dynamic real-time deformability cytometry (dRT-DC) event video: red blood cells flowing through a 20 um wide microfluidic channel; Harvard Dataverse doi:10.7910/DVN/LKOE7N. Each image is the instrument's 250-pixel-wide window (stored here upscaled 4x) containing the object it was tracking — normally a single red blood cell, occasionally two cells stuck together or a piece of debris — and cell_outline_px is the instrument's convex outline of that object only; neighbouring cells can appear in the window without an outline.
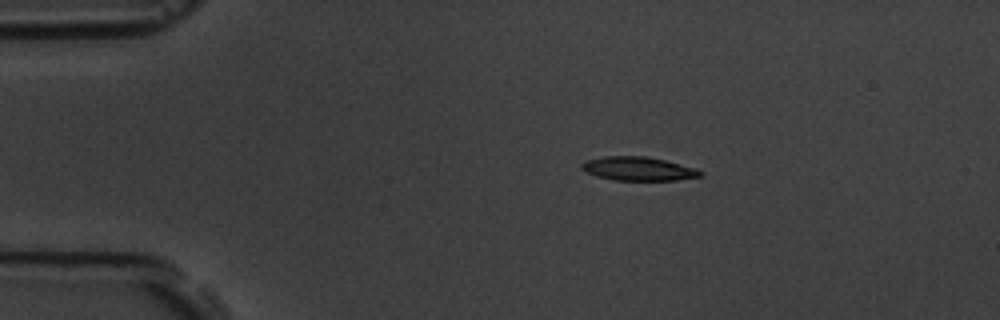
{"species": "common noctule bat (a hibernating species)", "species_latin": "Nyctalus noctula", "temperature_condition": "room temperature", "stored_images_in_passage": 4, "camera_frame_rate_fps": 3000, "um_per_image_px": 0.085, "animal": {"sex": "male", "body_mass_g": 19.5, "forearm_length_mm": 54.6}, "frame": {"image": 1, "passage_image": 2, "time_ms": 1.333, "image_size_px": [1000, 320], "cell_outline_px": [[704, 172], [700, 176], [676, 180], [612, 180], [596, 176], [580, 168], [580, 164], [588, 160], [604, 156], [644, 156], [664, 160], [696, 168]], "centroid_in_image_um": [54.24, 14.34], "position_along_channel_um": 30.8, "area_um2": 16.3}}
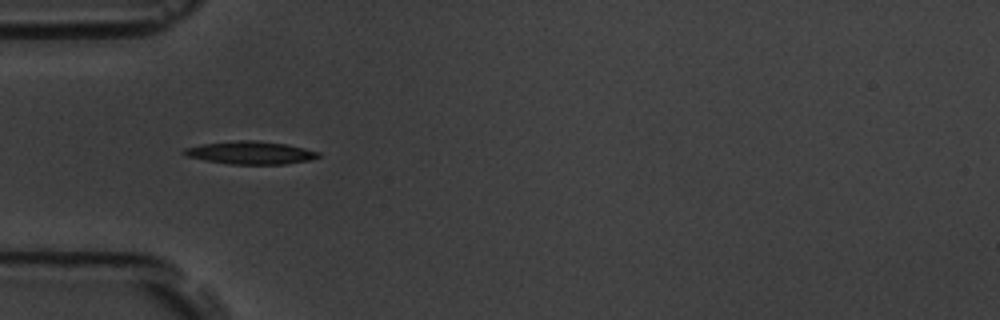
{"frame": {"image": 2, "passage_image": 4, "time_ms": 3.667, "image_size_px": [1000, 320], "cell_outline_px": [[320, 156], [312, 160], [284, 164], [228, 164], [188, 156], [180, 152], [184, 148], [200, 144], [236, 140], [256, 140], [284, 144], [304, 148], [320, 152]], "centroid_in_image_um": [21.29, 12.98], "position_along_channel_um": 63.7, "area_um2": 17.86}}